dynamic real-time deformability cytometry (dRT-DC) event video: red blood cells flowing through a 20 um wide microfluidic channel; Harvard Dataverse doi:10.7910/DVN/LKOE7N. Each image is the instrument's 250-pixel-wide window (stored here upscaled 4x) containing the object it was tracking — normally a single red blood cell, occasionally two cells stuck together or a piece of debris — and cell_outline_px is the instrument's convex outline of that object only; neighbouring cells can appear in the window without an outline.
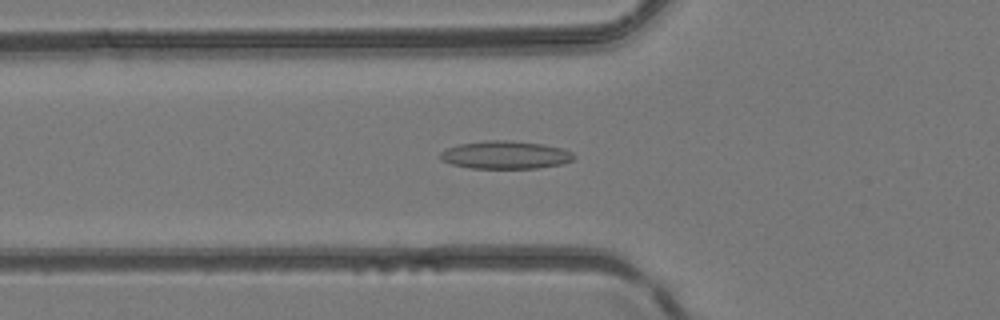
{"species": "common noctule bat (a hibernating species)", "species_latin": "Nyctalus noctula", "temperature_condition": "room temperature", "stored_images_in_passage": 48, "camera_frame_rate_fps": 3000, "um_per_image_px": 0.085, "animal": {"sex": "female", "body_mass_g": 24.6, "forearm_length_mm": 56.2}, "frame": {"image": 1, "passage_image": 18, "time_ms": 5.667, "image_size_px": [1000, 320], "cell_outline_px": [[576, 156], [572, 160], [564, 164], [536, 168], [468, 168], [452, 164], [440, 160], [440, 152], [448, 148], [460, 144], [484, 140], [508, 140], [544, 144], [564, 148], [572, 152]], "centroid_in_image_um": [42.99, 13.16], "position_along_channel_um": 82.8, "area_um2": 21.91}}
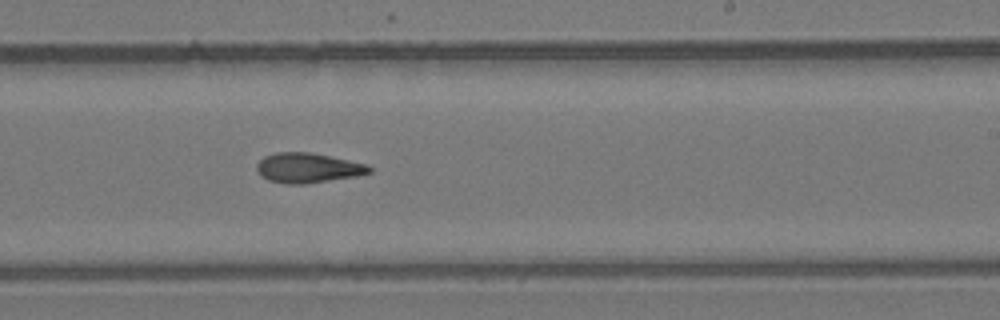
{"frame": {"image": 2, "passage_image": 30, "time_ms": 9.667, "image_size_px": [1000, 320], "cell_outline_px": [[372, 172], [356, 176], [304, 184], [284, 184], [268, 180], [260, 176], [256, 172], [256, 164], [264, 156], [276, 152], [308, 152], [368, 164], [372, 168]], "centroid_in_image_um": [26.13, 14.28], "position_along_channel_um": 262.9, "area_um2": 19.65}}
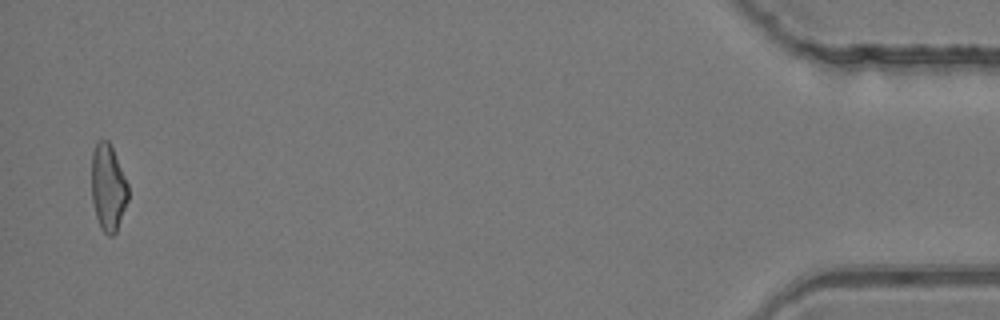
{"frame": {"image": 3, "passage_image": 47, "time_ms": 15.333, "image_size_px": [1000, 320], "cell_outline_px": [[128, 200], [116, 232], [112, 236], [108, 236], [100, 228], [96, 216], [92, 200], [92, 152], [96, 144], [100, 140], [108, 140], [112, 148], [128, 184]], "centroid_in_image_um": [9.19, 15.97], "position_along_channel_um": 426.0, "area_um2": 18.32}}